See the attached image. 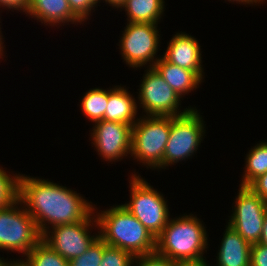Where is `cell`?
I'll use <instances>...</instances> for the list:
<instances>
[{
    "instance_id": "obj_1",
    "label": "cell",
    "mask_w": 267,
    "mask_h": 266,
    "mask_svg": "<svg viewBox=\"0 0 267 266\" xmlns=\"http://www.w3.org/2000/svg\"><path fill=\"white\" fill-rule=\"evenodd\" d=\"M17 199L34 218L41 235L49 228L86 220L96 211L76 191L25 174H19Z\"/></svg>"
},
{
    "instance_id": "obj_2",
    "label": "cell",
    "mask_w": 267,
    "mask_h": 266,
    "mask_svg": "<svg viewBox=\"0 0 267 266\" xmlns=\"http://www.w3.org/2000/svg\"><path fill=\"white\" fill-rule=\"evenodd\" d=\"M99 237L109 246L120 248L134 257L155 252L156 238L123 205L96 211Z\"/></svg>"
},
{
    "instance_id": "obj_3",
    "label": "cell",
    "mask_w": 267,
    "mask_h": 266,
    "mask_svg": "<svg viewBox=\"0 0 267 266\" xmlns=\"http://www.w3.org/2000/svg\"><path fill=\"white\" fill-rule=\"evenodd\" d=\"M169 219L164 230L156 237V252L175 262L205 260L208 245L207 232L193 214Z\"/></svg>"
},
{
    "instance_id": "obj_4",
    "label": "cell",
    "mask_w": 267,
    "mask_h": 266,
    "mask_svg": "<svg viewBox=\"0 0 267 266\" xmlns=\"http://www.w3.org/2000/svg\"><path fill=\"white\" fill-rule=\"evenodd\" d=\"M170 129L171 116H140L132 126L130 155L147 168L163 169Z\"/></svg>"
},
{
    "instance_id": "obj_5",
    "label": "cell",
    "mask_w": 267,
    "mask_h": 266,
    "mask_svg": "<svg viewBox=\"0 0 267 266\" xmlns=\"http://www.w3.org/2000/svg\"><path fill=\"white\" fill-rule=\"evenodd\" d=\"M129 184L130 201L122 205L156 238L170 219L167 201L140 175L132 173Z\"/></svg>"
},
{
    "instance_id": "obj_6",
    "label": "cell",
    "mask_w": 267,
    "mask_h": 266,
    "mask_svg": "<svg viewBox=\"0 0 267 266\" xmlns=\"http://www.w3.org/2000/svg\"><path fill=\"white\" fill-rule=\"evenodd\" d=\"M196 107L171 117V129L163 155V169L190 159L197 151L205 132V123Z\"/></svg>"
},
{
    "instance_id": "obj_7",
    "label": "cell",
    "mask_w": 267,
    "mask_h": 266,
    "mask_svg": "<svg viewBox=\"0 0 267 266\" xmlns=\"http://www.w3.org/2000/svg\"><path fill=\"white\" fill-rule=\"evenodd\" d=\"M41 237L34 218L18 199L9 206L0 209L1 250L15 251L26 256L41 240Z\"/></svg>"
},
{
    "instance_id": "obj_8",
    "label": "cell",
    "mask_w": 267,
    "mask_h": 266,
    "mask_svg": "<svg viewBox=\"0 0 267 266\" xmlns=\"http://www.w3.org/2000/svg\"><path fill=\"white\" fill-rule=\"evenodd\" d=\"M158 24L127 22L122 37L120 50L123 61L131 68H140L145 65L153 67L160 58L157 52L160 47ZM156 58V59H155ZM148 63V64H147Z\"/></svg>"
},
{
    "instance_id": "obj_9",
    "label": "cell",
    "mask_w": 267,
    "mask_h": 266,
    "mask_svg": "<svg viewBox=\"0 0 267 266\" xmlns=\"http://www.w3.org/2000/svg\"><path fill=\"white\" fill-rule=\"evenodd\" d=\"M143 75L138 99L146 116H179L187 113L192 107L178 109L181 97L166 83L154 67H148ZM180 110V111H179Z\"/></svg>"
},
{
    "instance_id": "obj_10",
    "label": "cell",
    "mask_w": 267,
    "mask_h": 266,
    "mask_svg": "<svg viewBox=\"0 0 267 266\" xmlns=\"http://www.w3.org/2000/svg\"><path fill=\"white\" fill-rule=\"evenodd\" d=\"M94 214L92 213L86 220L77 223L49 228L42 234L41 239L68 261L79 257L99 237V234L96 233L95 236L91 235L89 230L90 227L93 228L92 226L98 228Z\"/></svg>"
},
{
    "instance_id": "obj_11",
    "label": "cell",
    "mask_w": 267,
    "mask_h": 266,
    "mask_svg": "<svg viewBox=\"0 0 267 266\" xmlns=\"http://www.w3.org/2000/svg\"><path fill=\"white\" fill-rule=\"evenodd\" d=\"M237 194L228 225L250 245L257 244L263 229L267 202L248 186H240Z\"/></svg>"
},
{
    "instance_id": "obj_12",
    "label": "cell",
    "mask_w": 267,
    "mask_h": 266,
    "mask_svg": "<svg viewBox=\"0 0 267 266\" xmlns=\"http://www.w3.org/2000/svg\"><path fill=\"white\" fill-rule=\"evenodd\" d=\"M91 141L105 161L122 160L131 153L132 125L100 120L93 124Z\"/></svg>"
},
{
    "instance_id": "obj_13",
    "label": "cell",
    "mask_w": 267,
    "mask_h": 266,
    "mask_svg": "<svg viewBox=\"0 0 267 266\" xmlns=\"http://www.w3.org/2000/svg\"><path fill=\"white\" fill-rule=\"evenodd\" d=\"M196 38L185 32L175 34L162 57L173 65L193 71L203 80L201 46Z\"/></svg>"
},
{
    "instance_id": "obj_14",
    "label": "cell",
    "mask_w": 267,
    "mask_h": 266,
    "mask_svg": "<svg viewBox=\"0 0 267 266\" xmlns=\"http://www.w3.org/2000/svg\"><path fill=\"white\" fill-rule=\"evenodd\" d=\"M26 15L50 26L82 23L70 9L68 0H30Z\"/></svg>"
},
{
    "instance_id": "obj_15",
    "label": "cell",
    "mask_w": 267,
    "mask_h": 266,
    "mask_svg": "<svg viewBox=\"0 0 267 266\" xmlns=\"http://www.w3.org/2000/svg\"><path fill=\"white\" fill-rule=\"evenodd\" d=\"M216 266H250L251 245L230 225H226Z\"/></svg>"
},
{
    "instance_id": "obj_16",
    "label": "cell",
    "mask_w": 267,
    "mask_h": 266,
    "mask_svg": "<svg viewBox=\"0 0 267 266\" xmlns=\"http://www.w3.org/2000/svg\"><path fill=\"white\" fill-rule=\"evenodd\" d=\"M135 98L123 86L108 89V104L104 120L134 125L138 118ZM136 119V120H135Z\"/></svg>"
},
{
    "instance_id": "obj_17",
    "label": "cell",
    "mask_w": 267,
    "mask_h": 266,
    "mask_svg": "<svg viewBox=\"0 0 267 266\" xmlns=\"http://www.w3.org/2000/svg\"><path fill=\"white\" fill-rule=\"evenodd\" d=\"M153 67L181 98L199 88L202 82L193 71L173 65L161 56Z\"/></svg>"
},
{
    "instance_id": "obj_18",
    "label": "cell",
    "mask_w": 267,
    "mask_h": 266,
    "mask_svg": "<svg viewBox=\"0 0 267 266\" xmlns=\"http://www.w3.org/2000/svg\"><path fill=\"white\" fill-rule=\"evenodd\" d=\"M164 6V0H126L120 8L126 12L127 22L158 24Z\"/></svg>"
},
{
    "instance_id": "obj_19",
    "label": "cell",
    "mask_w": 267,
    "mask_h": 266,
    "mask_svg": "<svg viewBox=\"0 0 267 266\" xmlns=\"http://www.w3.org/2000/svg\"><path fill=\"white\" fill-rule=\"evenodd\" d=\"M245 170L240 186H249L256 178L267 172V142L257 143L245 159Z\"/></svg>"
},
{
    "instance_id": "obj_20",
    "label": "cell",
    "mask_w": 267,
    "mask_h": 266,
    "mask_svg": "<svg viewBox=\"0 0 267 266\" xmlns=\"http://www.w3.org/2000/svg\"><path fill=\"white\" fill-rule=\"evenodd\" d=\"M108 104V90L93 88L88 90L80 102L82 113L92 122L104 120Z\"/></svg>"
},
{
    "instance_id": "obj_21",
    "label": "cell",
    "mask_w": 267,
    "mask_h": 266,
    "mask_svg": "<svg viewBox=\"0 0 267 266\" xmlns=\"http://www.w3.org/2000/svg\"><path fill=\"white\" fill-rule=\"evenodd\" d=\"M32 266H69V261L42 239L25 256Z\"/></svg>"
},
{
    "instance_id": "obj_22",
    "label": "cell",
    "mask_w": 267,
    "mask_h": 266,
    "mask_svg": "<svg viewBox=\"0 0 267 266\" xmlns=\"http://www.w3.org/2000/svg\"><path fill=\"white\" fill-rule=\"evenodd\" d=\"M2 168L0 167V209L5 208L12 204L15 200H17L18 195V174H7Z\"/></svg>"
},
{
    "instance_id": "obj_23",
    "label": "cell",
    "mask_w": 267,
    "mask_h": 266,
    "mask_svg": "<svg viewBox=\"0 0 267 266\" xmlns=\"http://www.w3.org/2000/svg\"><path fill=\"white\" fill-rule=\"evenodd\" d=\"M104 252V241L98 237L81 256L69 261V266H100Z\"/></svg>"
},
{
    "instance_id": "obj_24",
    "label": "cell",
    "mask_w": 267,
    "mask_h": 266,
    "mask_svg": "<svg viewBox=\"0 0 267 266\" xmlns=\"http://www.w3.org/2000/svg\"><path fill=\"white\" fill-rule=\"evenodd\" d=\"M135 257L120 248L112 247L104 242V252L100 266H133Z\"/></svg>"
},
{
    "instance_id": "obj_25",
    "label": "cell",
    "mask_w": 267,
    "mask_h": 266,
    "mask_svg": "<svg viewBox=\"0 0 267 266\" xmlns=\"http://www.w3.org/2000/svg\"><path fill=\"white\" fill-rule=\"evenodd\" d=\"M176 264L177 262L160 255L156 251L149 254L136 256L133 262V266H176Z\"/></svg>"
},
{
    "instance_id": "obj_26",
    "label": "cell",
    "mask_w": 267,
    "mask_h": 266,
    "mask_svg": "<svg viewBox=\"0 0 267 266\" xmlns=\"http://www.w3.org/2000/svg\"><path fill=\"white\" fill-rule=\"evenodd\" d=\"M72 12L82 21L87 20L91 11L97 8L99 0H68Z\"/></svg>"
},
{
    "instance_id": "obj_27",
    "label": "cell",
    "mask_w": 267,
    "mask_h": 266,
    "mask_svg": "<svg viewBox=\"0 0 267 266\" xmlns=\"http://www.w3.org/2000/svg\"><path fill=\"white\" fill-rule=\"evenodd\" d=\"M250 266H267V247L260 243L251 245Z\"/></svg>"
},
{
    "instance_id": "obj_28",
    "label": "cell",
    "mask_w": 267,
    "mask_h": 266,
    "mask_svg": "<svg viewBox=\"0 0 267 266\" xmlns=\"http://www.w3.org/2000/svg\"><path fill=\"white\" fill-rule=\"evenodd\" d=\"M248 187L267 202V172L256 178Z\"/></svg>"
},
{
    "instance_id": "obj_29",
    "label": "cell",
    "mask_w": 267,
    "mask_h": 266,
    "mask_svg": "<svg viewBox=\"0 0 267 266\" xmlns=\"http://www.w3.org/2000/svg\"><path fill=\"white\" fill-rule=\"evenodd\" d=\"M29 2L30 0H0V8L5 7L3 9L8 8L9 10H21L27 13L29 9Z\"/></svg>"
},
{
    "instance_id": "obj_30",
    "label": "cell",
    "mask_w": 267,
    "mask_h": 266,
    "mask_svg": "<svg viewBox=\"0 0 267 266\" xmlns=\"http://www.w3.org/2000/svg\"><path fill=\"white\" fill-rule=\"evenodd\" d=\"M258 243L267 247V212L265 214V218L263 221V229Z\"/></svg>"
},
{
    "instance_id": "obj_31",
    "label": "cell",
    "mask_w": 267,
    "mask_h": 266,
    "mask_svg": "<svg viewBox=\"0 0 267 266\" xmlns=\"http://www.w3.org/2000/svg\"><path fill=\"white\" fill-rule=\"evenodd\" d=\"M176 266H210L206 260L200 261H188V262H177Z\"/></svg>"
},
{
    "instance_id": "obj_32",
    "label": "cell",
    "mask_w": 267,
    "mask_h": 266,
    "mask_svg": "<svg viewBox=\"0 0 267 266\" xmlns=\"http://www.w3.org/2000/svg\"><path fill=\"white\" fill-rule=\"evenodd\" d=\"M6 266H32L31 263L25 258V259H17L13 261H7Z\"/></svg>"
},
{
    "instance_id": "obj_33",
    "label": "cell",
    "mask_w": 267,
    "mask_h": 266,
    "mask_svg": "<svg viewBox=\"0 0 267 266\" xmlns=\"http://www.w3.org/2000/svg\"><path fill=\"white\" fill-rule=\"evenodd\" d=\"M229 2H236V3H238V4H248V5H250V4H252V5H254V3L255 4H257V3H259V4H261V2H264L265 0H228Z\"/></svg>"
},
{
    "instance_id": "obj_34",
    "label": "cell",
    "mask_w": 267,
    "mask_h": 266,
    "mask_svg": "<svg viewBox=\"0 0 267 266\" xmlns=\"http://www.w3.org/2000/svg\"><path fill=\"white\" fill-rule=\"evenodd\" d=\"M99 0V4H100ZM107 4L111 5L112 7H116L117 9L121 7V5L126 1V0H103Z\"/></svg>"
},
{
    "instance_id": "obj_35",
    "label": "cell",
    "mask_w": 267,
    "mask_h": 266,
    "mask_svg": "<svg viewBox=\"0 0 267 266\" xmlns=\"http://www.w3.org/2000/svg\"><path fill=\"white\" fill-rule=\"evenodd\" d=\"M1 26V25H0ZM0 29H1V27H0ZM2 33H1V30H0V58H2L3 57V53H4V48H5V46L3 45L4 44V42L2 41L3 40V35H1Z\"/></svg>"
},
{
    "instance_id": "obj_36",
    "label": "cell",
    "mask_w": 267,
    "mask_h": 266,
    "mask_svg": "<svg viewBox=\"0 0 267 266\" xmlns=\"http://www.w3.org/2000/svg\"><path fill=\"white\" fill-rule=\"evenodd\" d=\"M6 263H7V261L4 258L0 257V266H6Z\"/></svg>"
}]
</instances>
